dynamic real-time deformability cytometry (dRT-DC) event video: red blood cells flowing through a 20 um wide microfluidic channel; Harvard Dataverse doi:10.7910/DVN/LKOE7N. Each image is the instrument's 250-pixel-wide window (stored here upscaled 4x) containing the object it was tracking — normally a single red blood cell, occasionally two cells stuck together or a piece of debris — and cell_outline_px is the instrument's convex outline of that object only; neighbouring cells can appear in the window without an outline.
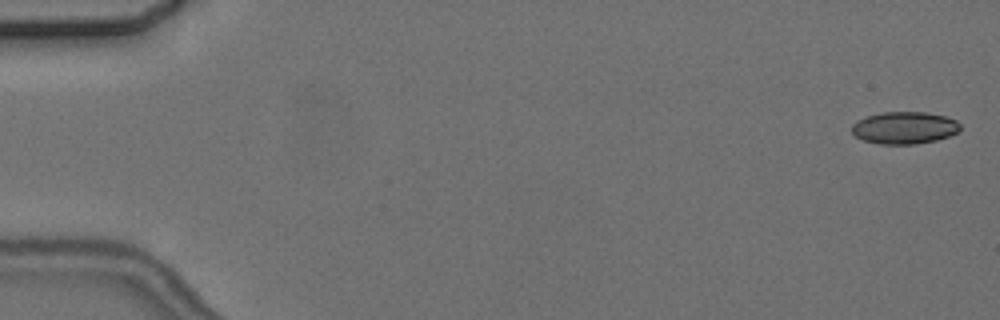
{"species": "common noctule bat (a hibernating species)", "species_latin": "Nyctalus noctula", "temperature_condition": "cold", "stored_images_in_passage": 6, "camera_frame_rate_fps": 3000, "um_per_image_px": 0.085, "animal": {"sex": "female", "body_mass_g": 24.6, "forearm_length_mm": 56.2}, "frame": {"image": 1, "passage_image": 1, "time_ms": 0.0, "image_size_px": [1000, 320], "cell_outline_px": [[960, 128], [956, 132], [948, 136], [936, 140], [916, 144], [880, 144], [864, 140], [856, 136], [852, 132], [852, 124], [856, 120], [868, 116], [884, 112], [924, 112], [948, 116], [956, 120], [960, 124]], "centroid_in_image_um": [76.88, 10.86], "position_along_channel_um": 8.1, "area_um2": 20.29}}
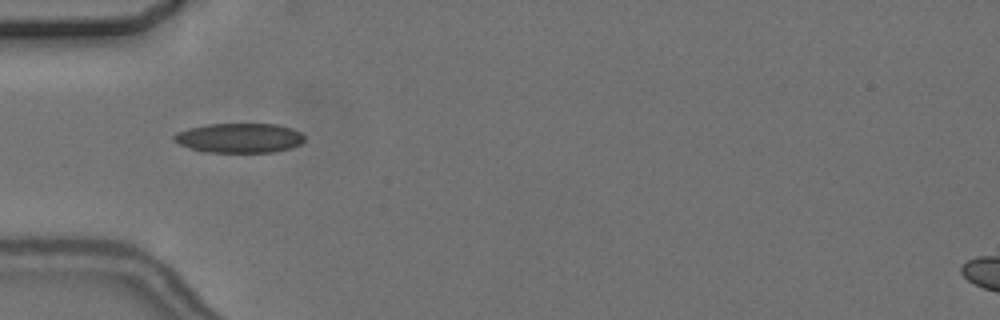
{"frame": {"image": 2, "passage_image": 6, "time_ms": 5.667, "image_size_px": [1000, 320], "cell_outline_px": [[304, 140], [300, 144], [292, 148], [276, 152], [200, 152], [180, 144], [172, 140], [172, 136], [176, 132], [188, 128], [208, 124], [276, 124], [292, 128], [300, 132], [304, 136]], "centroid_in_image_um": [20.33, 11.73], "position_along_channel_um": 64.7, "area_um2": 22.72}}